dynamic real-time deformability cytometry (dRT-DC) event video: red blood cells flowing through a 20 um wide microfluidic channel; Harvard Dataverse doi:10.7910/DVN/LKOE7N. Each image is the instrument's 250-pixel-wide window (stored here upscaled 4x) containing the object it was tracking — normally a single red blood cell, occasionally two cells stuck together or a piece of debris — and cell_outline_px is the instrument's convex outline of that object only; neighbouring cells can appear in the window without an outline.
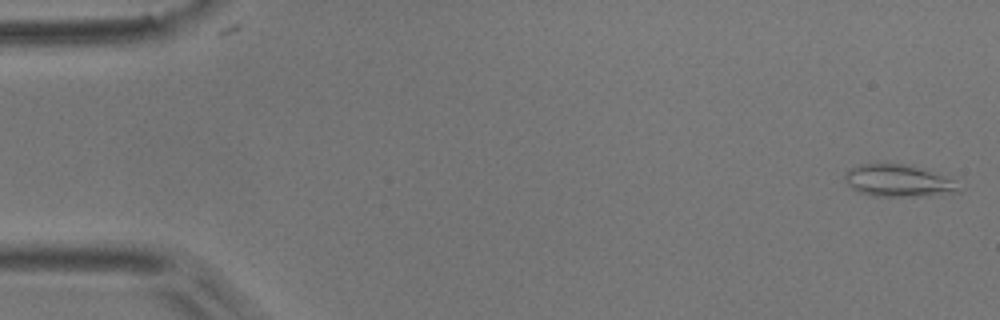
{"species": "common noctule bat (a hibernating species)", "species_latin": "Nyctalus noctula", "temperature_condition": "room temperature", "stored_images_in_passage": 4, "camera_frame_rate_fps": 3000, "um_per_image_px": 0.085, "animal": {"sex": "male", "body_mass_g": 17.9}, "frame": {"image": 1, "passage_image": 1, "time_ms": 0.0, "image_size_px": [1000, 320], "cell_outline_px": [[964, 188], [960, 192], [932, 196], [872, 196], [860, 192], [852, 188], [844, 180], [844, 176], [852, 168], [860, 164], [912, 164], [924, 168], [944, 176], [952, 180]], "centroid_in_image_um": [76.43, 15.37], "position_along_channel_um": 8.6, "area_um2": 21.5}}